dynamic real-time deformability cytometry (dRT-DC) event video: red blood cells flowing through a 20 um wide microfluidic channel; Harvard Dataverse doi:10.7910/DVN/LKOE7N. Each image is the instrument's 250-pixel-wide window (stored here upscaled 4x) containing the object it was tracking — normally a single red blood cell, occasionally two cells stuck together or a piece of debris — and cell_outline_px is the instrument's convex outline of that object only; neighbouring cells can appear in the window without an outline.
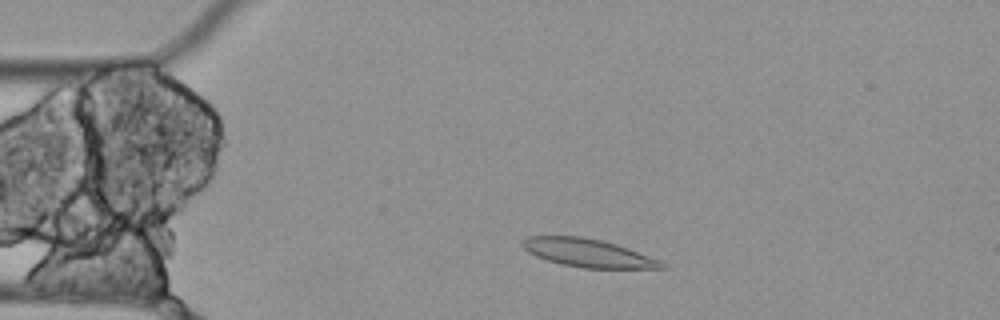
{"species": "Egyptian fruit bat (a non-hibernating species)", "species_latin": "Rousettus aegyptiacus", "temperature_condition": "cold", "stored_images_in_passage": 3, "camera_frame_rate_fps": 3000, "um_per_image_px": 0.085, "animal": {"sex": "female"}, "frame": {"image": 1, "passage_image": 2, "time_ms": 0.333, "image_size_px": [1000, 320], "cell_outline_px": [[668, 268], [584, 268], [564, 264], [548, 260], [536, 256], [528, 252], [520, 244], [528, 236], [580, 236], [600, 240], [616, 244], [628, 248], [660, 260], [668, 264]], "centroid_in_image_um": [50.01, 21.5], "position_along_channel_um": 35.0, "area_um2": 22.66}}
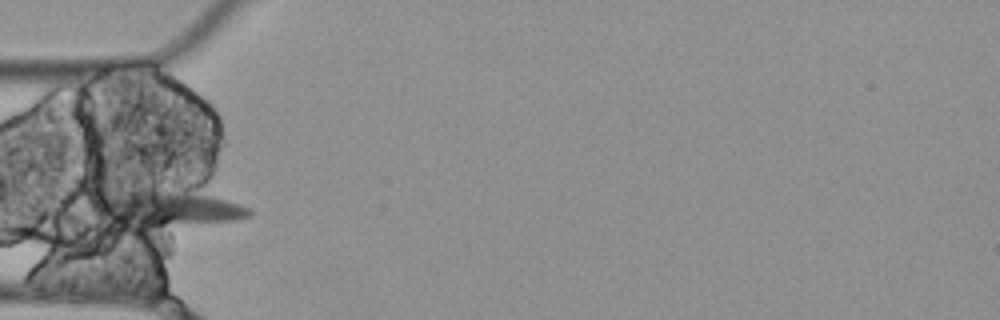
{"frame": {"image": 2, "passage_image": 3, "time_ms": 0.667, "image_size_px": [1000, 320], "cell_outline_px": [[252, 216], [144, 240], [116, 220], [100, 208], [100, 188], [104, 188], [172, 192], [208, 196], [240, 204], [248, 208], [252, 212]], "centroid_in_image_um": [14.2, 17.94], "position_along_channel_um": 70.8, "area_um2": 35.72}}